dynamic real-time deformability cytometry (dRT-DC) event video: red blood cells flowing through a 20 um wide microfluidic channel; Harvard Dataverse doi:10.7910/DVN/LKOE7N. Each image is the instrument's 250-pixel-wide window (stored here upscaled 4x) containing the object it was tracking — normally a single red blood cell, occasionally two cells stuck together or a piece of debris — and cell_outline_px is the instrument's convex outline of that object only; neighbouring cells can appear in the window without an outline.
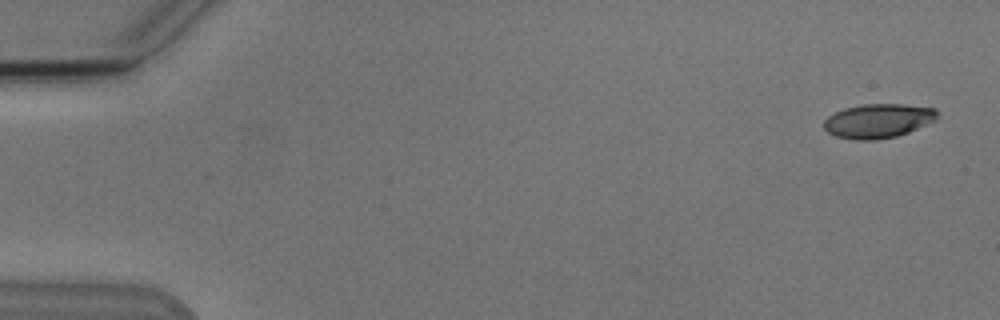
{"species": "Egyptian fruit bat (a non-hibernating species)", "species_latin": "Rousettus aegyptiacus", "temperature_condition": "cold", "stored_images_in_passage": 6, "camera_frame_rate_fps": 3000, "um_per_image_px": 0.085, "animal": {"sex": "male"}, "frame": {"image": 1, "passage_image": 1, "time_ms": 0.0, "image_size_px": [1000, 320], "cell_outline_px": [[940, 112], [936, 120], [908, 132], [896, 136], [876, 140], [856, 140], [836, 136], [828, 132], [824, 128], [824, 120], [828, 116], [844, 108], [860, 104], [904, 104], [936, 108]], "centroid_in_image_um": [74.67, 10.26], "position_along_channel_um": 10.3, "area_um2": 22.72}}
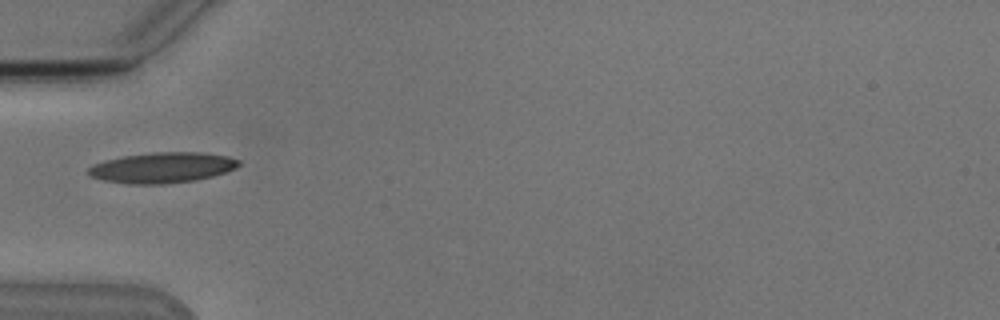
{"frame": {"image": 2, "passage_image": 5, "time_ms": 5.333, "image_size_px": [1000, 320], "cell_outline_px": [[240, 164], [236, 168], [212, 176], [196, 180], [164, 184], [128, 184], [104, 180], [88, 176], [88, 168], [92, 164], [104, 160], [124, 156], [152, 152], [200, 152], [228, 156], [240, 160]], "centroid_in_image_um": [13.77, 14.25], "position_along_channel_um": 71.2, "area_um2": 26.88}}